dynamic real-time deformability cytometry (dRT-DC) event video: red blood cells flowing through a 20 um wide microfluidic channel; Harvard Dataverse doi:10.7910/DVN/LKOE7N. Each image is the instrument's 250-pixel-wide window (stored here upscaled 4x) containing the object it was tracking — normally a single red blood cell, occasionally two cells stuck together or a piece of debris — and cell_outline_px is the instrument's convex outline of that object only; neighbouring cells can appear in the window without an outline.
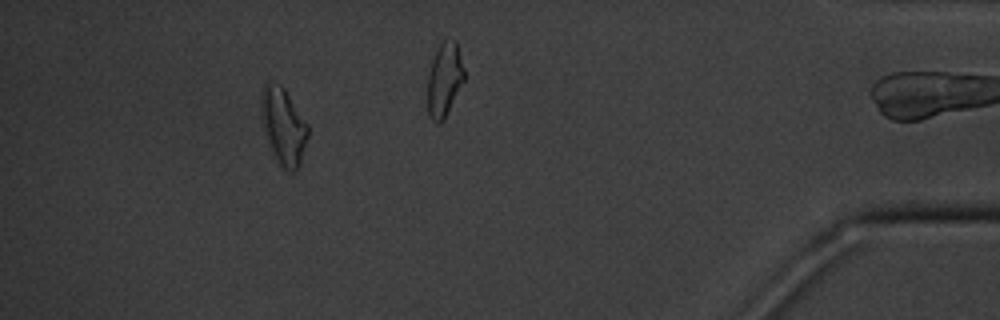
{"species": "common noctule bat (a hibernating species)", "species_latin": "Nyctalus noctula", "temperature_condition": "cold", "stored_images_in_passage": 18, "camera_frame_rate_fps": 3000, "um_per_image_px": 0.085, "animal": {"sex": "male", "body_mass_g": 20.1, "forearm_length_mm": 53.5}, "frame": {"image": 1, "passage_image": 16, "time_ms": 17.333, "image_size_px": [1000, 320], "cell_outline_px": [[308, 136], [300, 160], [296, 168], [292, 172], [284, 168], [280, 164], [268, 140], [260, 112], [260, 92], [264, 84], [280, 84], [284, 88], [308, 124]], "centroid_in_image_um": [24.08, 10.65], "position_along_channel_um": 411.1, "area_um2": 20.17}, "authors_computed_cell_mechanics": {"area_um2": 17.7446, "velocity_mm_per_s": 3.4303, "shape_relaxation_time_tau1_ms": null, "shape_relaxation_time_tau2_ms": 2.3105, "deformation_change_tau1": null, "deformation_change_tau2": 0.0792}}